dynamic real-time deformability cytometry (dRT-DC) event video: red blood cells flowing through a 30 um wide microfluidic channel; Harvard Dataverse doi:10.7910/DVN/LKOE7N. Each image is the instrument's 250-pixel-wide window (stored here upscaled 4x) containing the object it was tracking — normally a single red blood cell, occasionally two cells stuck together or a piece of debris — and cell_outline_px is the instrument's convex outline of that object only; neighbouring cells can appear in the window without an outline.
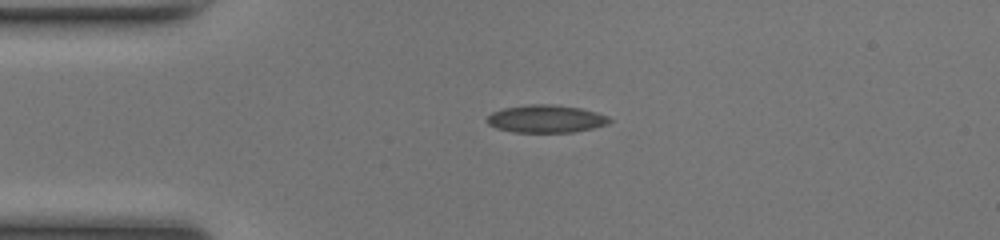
{"species": "common noctule bat (a hibernating species)", "species_latin": "Nyctalus noctula", "temperature_condition": "room temperature", "stored_images_in_passage": 38, "camera_frame_rate_fps": 3000, "um_per_image_px": 0.085, "animal": {"sex": "female", "body_mass_g": 17.0, "forearm_length_mm": 48.0}, "frame": {"image": 1, "passage_image": 1, "time_ms": 0.0, "image_size_px": [1000, 240], "cell_outline_px": [[612, 120], [608, 124], [592, 128], [572, 132], [512, 132], [496, 128], [488, 124], [484, 120], [492, 112], [504, 108], [528, 104], [556, 104], [580, 108], [596, 112], [608, 116]], "centroid_in_image_um": [46.39, 10.09], "position_along_channel_um": 38.6, "area_um2": 19.88}}
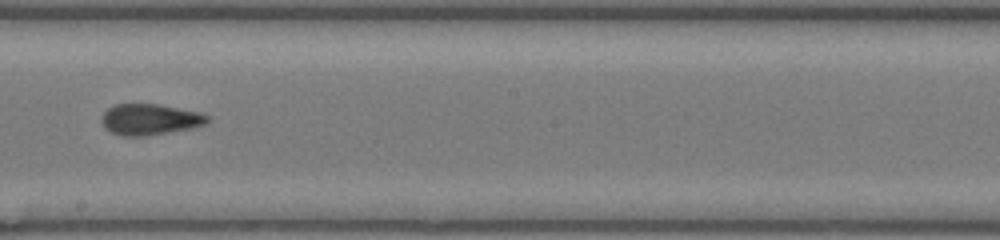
{"frame": {"image": 2, "passage_image": 17, "time_ms": 5.333, "image_size_px": [1000, 240], "cell_outline_px": [[208, 120], [204, 124], [192, 128], [144, 136], [120, 136], [108, 132], [104, 128], [100, 120], [100, 116], [108, 108], [116, 104], [160, 104], [200, 112], [208, 116]], "centroid_in_image_um": [12.67, 10.15], "position_along_channel_um": 235.5, "area_um2": 19.31}}
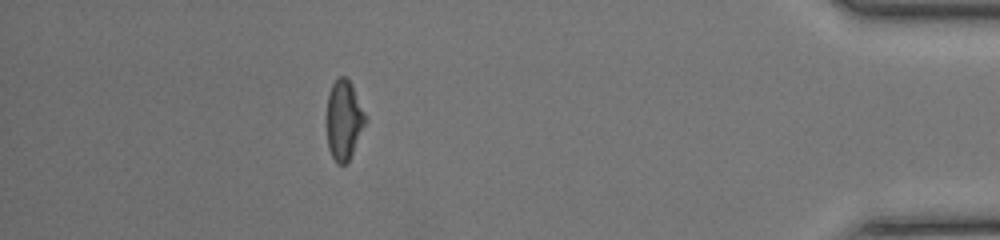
{"frame": {"image": 3, "passage_image": 33, "time_ms": 10.667, "image_size_px": [1000, 240], "cell_outline_px": [[368, 120], [348, 160], [344, 164], [336, 164], [328, 148], [328, 92], [332, 84], [340, 76], [344, 76], [352, 84], [368, 116]], "centroid_in_image_um": [29.27, 10.17], "position_along_channel_um": 405.9, "area_um2": 17.86}, "authors_computed_cell_mechanics": {"area_um2": 19.1896, "velocity_mm_per_s": 4.2247, "shape_relaxation_time_tau1_ms": 8.7305, "shape_relaxation_time_tau2_ms": 1.3924, "deformation_change_tau1": 0.196, "deformation_change_tau2": 0.0719}}